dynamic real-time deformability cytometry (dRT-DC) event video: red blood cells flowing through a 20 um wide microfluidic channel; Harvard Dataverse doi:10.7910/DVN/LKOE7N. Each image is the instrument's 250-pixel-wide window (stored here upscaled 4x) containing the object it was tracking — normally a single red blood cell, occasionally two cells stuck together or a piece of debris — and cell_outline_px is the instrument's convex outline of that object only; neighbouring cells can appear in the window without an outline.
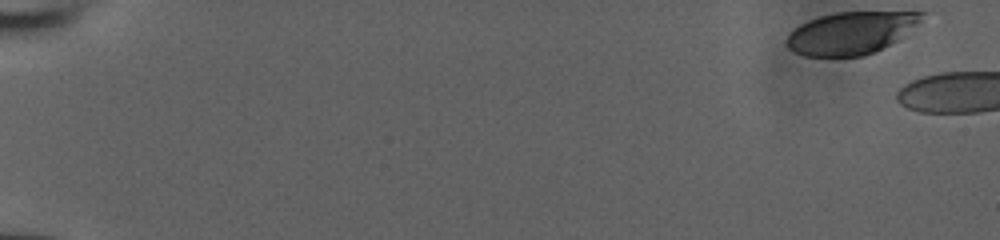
{"species": "human", "species_latin": "Homo sapiens", "temperature_condition": "room temperature", "stored_images_in_passage": 18, "camera_frame_rate_fps": 3000, "um_per_image_px": 0.085, "donor": {"sex": "male"}, "frame": {"image": 1, "passage_image": 1, "time_ms": 0.0, "image_size_px": [1000, 240], "cell_outline_px": [[928, 12], [916, 24], [896, 40], [864, 56], [804, 56], [788, 48], [788, 36], [800, 24], [808, 20], [820, 16], [836, 12]], "centroid_in_image_um": [72.3, 2.79], "position_along_channel_um": 12.7, "area_um2": 32.54}}
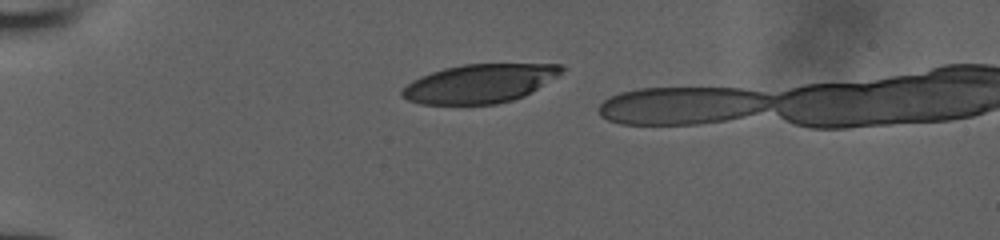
{"frame": {"image": 2, "passage_image": 14, "time_ms": 4.333, "image_size_px": [1000, 240], "cell_outline_px": [[568, 68], [556, 76], [524, 96], [512, 100], [496, 104], [420, 104], [408, 100], [400, 96], [400, 92], [412, 80], [420, 76], [444, 68], [464, 64], [560, 64]], "centroid_in_image_um": [40.75, 7.1], "position_along_channel_um": 44.3, "area_um2": 35.84}}